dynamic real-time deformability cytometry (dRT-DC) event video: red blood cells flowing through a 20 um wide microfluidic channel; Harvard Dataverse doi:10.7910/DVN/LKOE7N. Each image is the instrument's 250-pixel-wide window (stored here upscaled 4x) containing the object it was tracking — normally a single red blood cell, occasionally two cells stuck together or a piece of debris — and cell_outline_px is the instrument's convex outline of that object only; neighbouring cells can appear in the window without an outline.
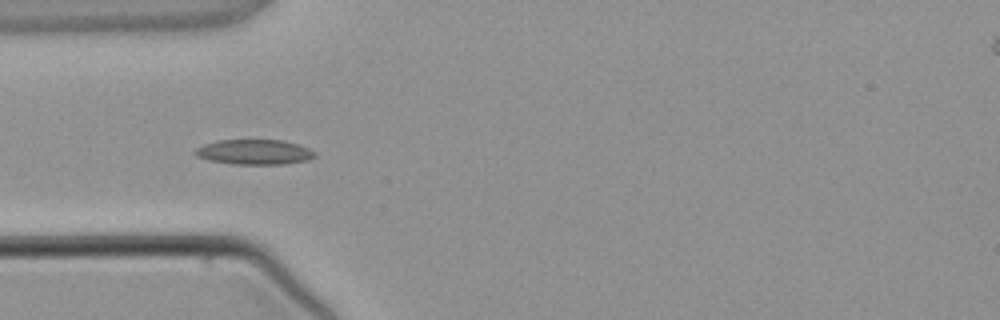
{"species": "common noctule bat (a hibernating species)", "species_latin": "Nyctalus noctula", "temperature_condition": "warm", "stored_images_in_passage": 2, "camera_frame_rate_fps": 3000, "um_per_image_px": 0.085, "animal": {"sex": "male", "body_mass_g": 21.5, "forearm_length_mm": 52.0}, "frame": {"image": 1, "passage_image": 2, "time_ms": 2.0, "image_size_px": [1000, 320], "cell_outline_px": [[316, 156], [308, 160], [284, 164], [232, 164], [208, 160], [196, 156], [192, 152], [196, 148], [204, 144], [216, 140], [284, 140], [300, 144], [316, 152]], "centroid_in_image_um": [21.62, 12.92], "position_along_channel_um": 63.4, "area_um2": 17.69}}